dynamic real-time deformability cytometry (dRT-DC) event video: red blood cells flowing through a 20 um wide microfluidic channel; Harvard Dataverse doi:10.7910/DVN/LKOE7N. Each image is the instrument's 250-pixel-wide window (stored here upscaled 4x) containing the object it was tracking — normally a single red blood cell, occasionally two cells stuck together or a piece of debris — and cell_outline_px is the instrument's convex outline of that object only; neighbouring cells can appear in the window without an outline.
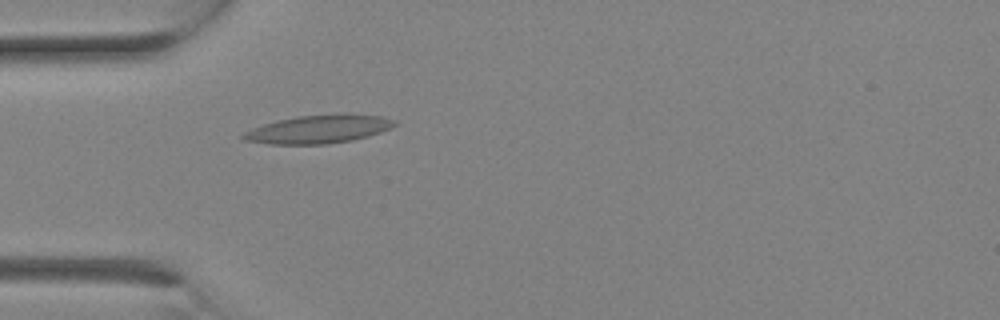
{"species": "Egyptian fruit bat (a non-hibernating species)", "species_latin": "Rousettus aegyptiacus", "temperature_condition": "room temperature", "stored_images_in_passage": 7, "camera_frame_rate_fps": 3000, "um_per_image_px": 0.085, "animal": {"sex": "female"}, "frame": {"image": 1, "passage_image": 7, "time_ms": 2.0, "image_size_px": [1000, 320], "cell_outline_px": [[396, 124], [392, 128], [368, 136], [352, 140], [328, 144], [268, 144], [244, 140], [240, 136], [244, 132], [252, 128], [264, 124], [296, 116], [344, 112], [348, 112], [384, 116], [396, 120]], "centroid_in_image_um": [27.14, 10.95], "position_along_channel_um": 57.9, "area_um2": 25.43}}